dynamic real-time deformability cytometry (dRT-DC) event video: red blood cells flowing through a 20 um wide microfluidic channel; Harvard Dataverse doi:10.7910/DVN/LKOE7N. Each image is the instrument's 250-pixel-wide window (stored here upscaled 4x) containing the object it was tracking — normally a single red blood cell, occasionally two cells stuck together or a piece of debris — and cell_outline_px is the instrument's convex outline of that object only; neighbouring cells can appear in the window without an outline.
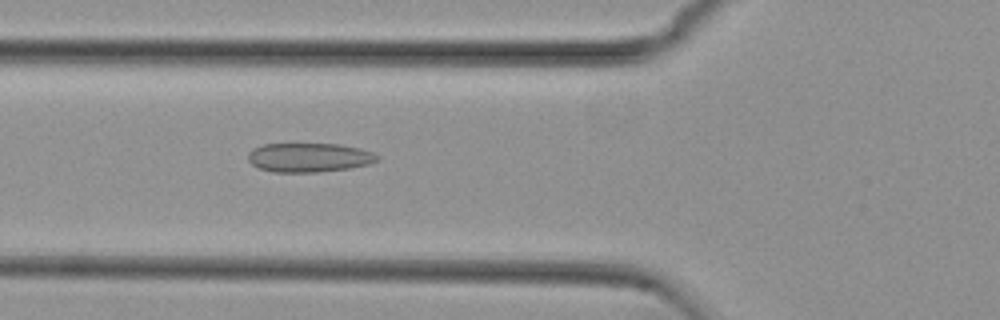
{"species": "common noctule bat (a hibernating species)", "species_latin": "Nyctalus noctula", "temperature_condition": "cold", "stored_images_in_passage": 54, "camera_frame_rate_fps": 3000, "um_per_image_px": 0.085, "animal": {"sex": "female", "body_mass_g": 29.2, "forearm_length_mm": 56.3}, "frame": {"image": 1, "passage_image": 20, "time_ms": 6.333, "image_size_px": [1000, 320], "cell_outline_px": [[380, 160], [368, 164], [348, 168], [316, 172], [272, 172], [260, 168], [252, 164], [248, 160], [248, 152], [252, 148], [260, 144], [340, 144], [360, 148], [372, 152], [380, 156]], "centroid_in_image_um": [26.26, 13.38], "position_along_channel_um": 99.5, "area_um2": 22.02}}
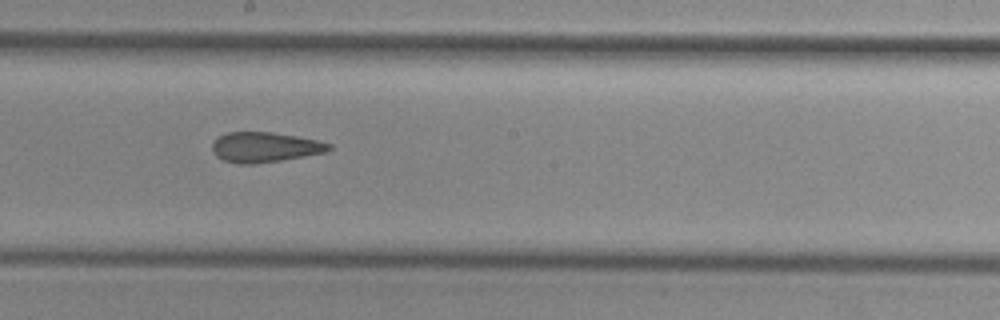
{"frame": {"image": 2, "passage_image": 30, "time_ms": 9.667, "image_size_px": [1000, 320], "cell_outline_px": [[332, 148], [324, 152], [304, 156], [256, 164], [240, 164], [224, 160], [216, 156], [212, 152], [212, 144], [220, 136], [228, 132], [272, 132], [296, 136], [316, 140], [332, 144]], "centroid_in_image_um": [22.49, 12.51], "position_along_channel_um": 225.7, "area_um2": 20.29}}
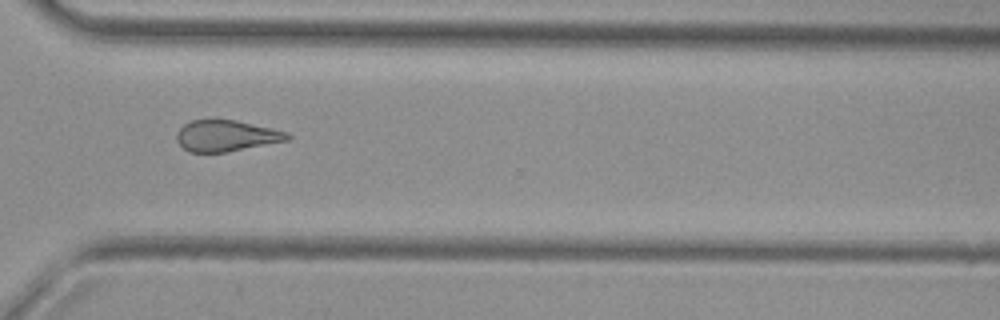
{"frame": {"image": 3, "passage_image": 40, "time_ms": 13.0, "image_size_px": [1000, 320], "cell_outline_px": [[292, 136], [288, 140], [224, 152], [188, 152], [176, 140], [176, 132], [184, 124], [192, 120], [236, 120], [272, 128], [288, 132]], "centroid_in_image_um": [19.22, 11.53], "position_along_channel_um": 351.4, "area_um2": 19.94}, "authors_computed_cell_mechanics": {"area_um2": 21.9062, "velocity_mm_per_s": 3.7752, "shape_relaxation_time_tau1_ms": null, "shape_relaxation_time_tau2_ms": 3.2781, "deformation_change_tau1": null, "deformation_change_tau2": 0.1212}}